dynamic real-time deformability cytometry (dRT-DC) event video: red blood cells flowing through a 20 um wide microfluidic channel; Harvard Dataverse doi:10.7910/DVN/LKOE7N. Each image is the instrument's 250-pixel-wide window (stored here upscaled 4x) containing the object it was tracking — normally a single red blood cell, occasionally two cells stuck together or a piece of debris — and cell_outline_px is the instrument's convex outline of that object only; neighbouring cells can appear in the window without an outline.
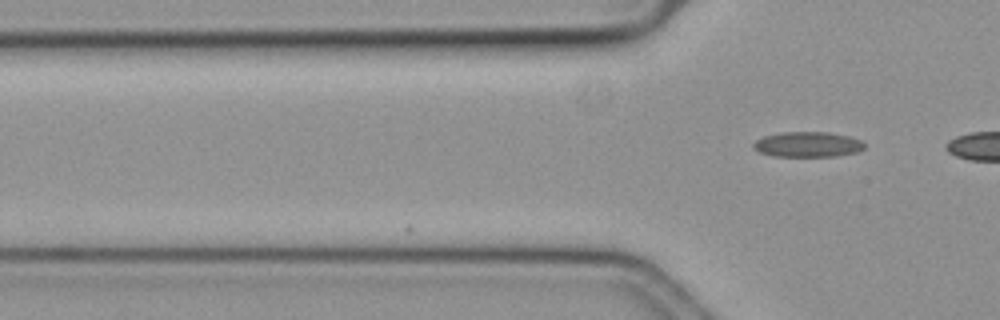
{"species": "common noctule bat (a hibernating species)", "species_latin": "Nyctalus noctula", "temperature_condition": "cold", "stored_images_in_passage": 2, "camera_frame_rate_fps": 3000, "um_per_image_px": 0.085, "animal": {"sex": "female", "body_mass_g": 19.3, "forearm_length_mm": 54.1}, "frame": {"image": 1, "passage_image": 2, "time_ms": 0.333, "image_size_px": [1000, 320], "cell_outline_px": [[864, 148], [856, 152], [836, 156], [776, 156], [760, 152], [752, 148], [752, 144], [756, 140], [764, 136], [780, 132], [828, 132], [848, 136], [864, 140]], "centroid_in_image_um": [68.66, 12.27], "position_along_channel_um": 57.1, "area_um2": 16.36}}